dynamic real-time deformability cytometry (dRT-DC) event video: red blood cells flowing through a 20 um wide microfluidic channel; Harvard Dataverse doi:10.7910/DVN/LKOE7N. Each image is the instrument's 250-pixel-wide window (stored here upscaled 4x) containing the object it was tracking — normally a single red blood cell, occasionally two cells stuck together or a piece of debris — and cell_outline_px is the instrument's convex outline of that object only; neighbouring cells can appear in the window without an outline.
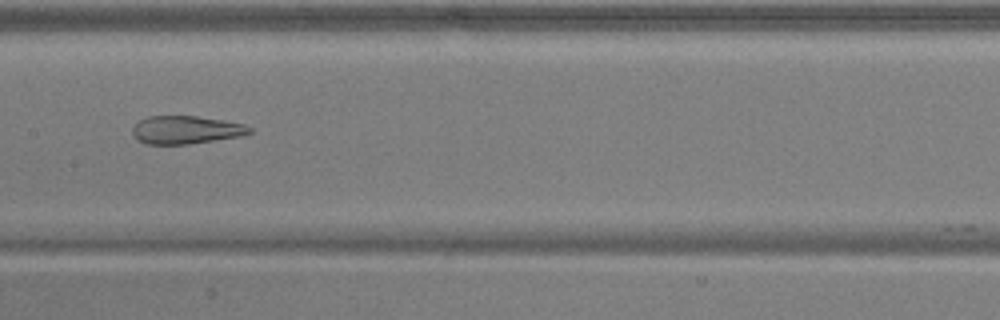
{"species": "common noctule bat (a hibernating species)", "species_latin": "Nyctalus noctula", "temperature_condition": "warm", "stored_images_in_passage": 36, "camera_frame_rate_fps": 3000, "um_per_image_px": 0.085, "animal": {"sex": "male", "body_mass_g": 17.9, "forearm_length_mm": 54.2}, "frame": {"image": 1, "passage_image": 11, "time_ms": 3.333, "image_size_px": [1000, 320], "cell_outline_px": [[252, 132], [240, 136], [188, 144], [144, 144], [136, 140], [132, 132], [132, 128], [140, 120], [148, 116], [196, 116], [224, 120], [244, 124], [252, 128]], "centroid_in_image_um": [15.78, 11.04], "position_along_channel_um": 191.6, "area_um2": 19.13}}
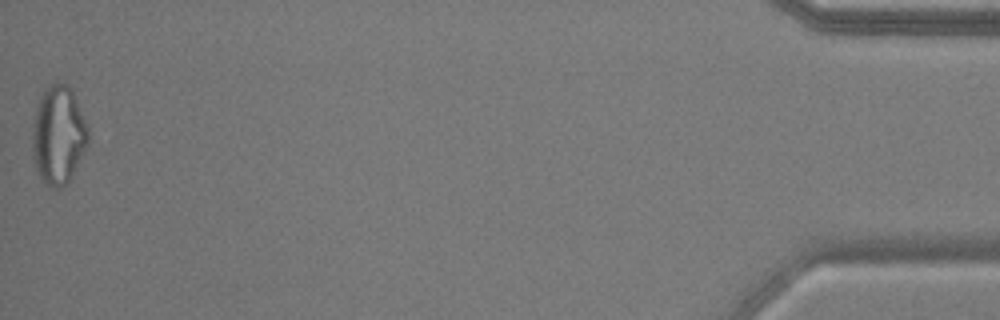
{"frame": {"image": 2, "passage_image": 36, "time_ms": 11.667, "image_size_px": [1000, 320], "cell_outline_px": [[88, 144], [68, 180], [60, 188], [52, 188], [40, 176], [36, 168], [32, 156], [32, 132], [36, 108], [40, 96], [52, 84], [68, 84], [72, 88], [88, 128]], "centroid_in_image_um": [4.95, 11.46], "position_along_channel_um": 430.2, "area_um2": 31.44}, "authors_computed_cell_mechanics": {"area_um2": 21.9062, "velocity_mm_per_s": 3.9449, "shape_relaxation_time_tau1_ms": null, "shape_relaxation_time_tau2_ms": 0.9462, "deformation_change_tau1": null, "deformation_change_tau2": 0.0999}}